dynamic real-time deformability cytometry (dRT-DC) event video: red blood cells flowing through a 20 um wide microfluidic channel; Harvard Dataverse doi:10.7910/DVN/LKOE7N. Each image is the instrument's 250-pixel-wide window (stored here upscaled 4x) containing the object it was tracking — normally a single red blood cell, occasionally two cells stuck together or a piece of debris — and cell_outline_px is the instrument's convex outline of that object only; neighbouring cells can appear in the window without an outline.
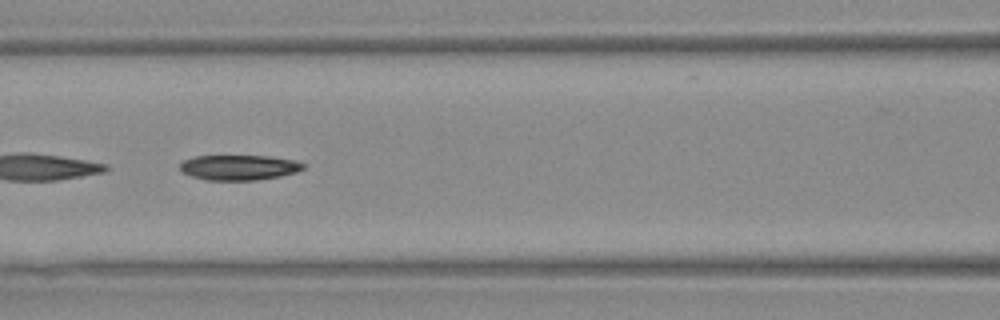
{"species": "Egyptian fruit bat (a non-hibernating species)", "species_latin": "Rousettus aegyptiacus", "temperature_condition": "warm", "stored_images_in_passage": 42, "camera_frame_rate_fps": 3000, "um_per_image_px": 0.085, "animal": {"sex": "female"}, "frame": {"image": 1, "passage_image": 12, "time_ms": 3.667, "image_size_px": [1000, 320], "cell_outline_px": [[304, 168], [296, 172], [280, 176], [256, 180], [208, 180], [192, 176], [180, 172], [180, 164], [184, 160], [196, 156], [268, 156], [296, 160], [304, 164]], "centroid_in_image_um": [20.31, 14.23], "position_along_channel_um": 146.3, "area_um2": 18.03}}
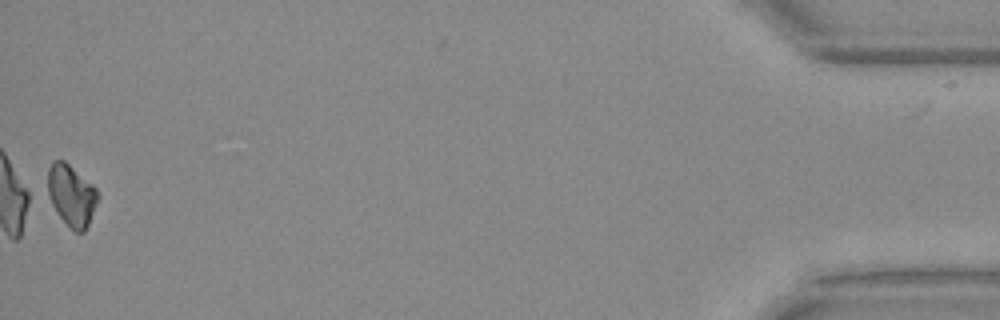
{"frame": {"image": 2, "passage_image": 41, "time_ms": 13.333, "image_size_px": [1000, 320], "cell_outline_px": [[100, 196], [88, 224], [84, 232], [76, 232], [60, 216], [44, 192], [48, 168], [56, 160], [64, 160], [92, 184], [96, 188]], "centroid_in_image_um": [6.04, 16.57], "position_along_channel_um": 429.2, "area_um2": 18.03}, "authors_computed_cell_mechanics": {"area_um2": 18.9295, "velocity_mm_per_s": 3.8526, "shape_relaxation_time_tau1_ms": 9.9895, "shape_relaxation_time_tau2_ms": null, "deformation_change_tau1": 0.2225, "deformation_change_tau2": null}}